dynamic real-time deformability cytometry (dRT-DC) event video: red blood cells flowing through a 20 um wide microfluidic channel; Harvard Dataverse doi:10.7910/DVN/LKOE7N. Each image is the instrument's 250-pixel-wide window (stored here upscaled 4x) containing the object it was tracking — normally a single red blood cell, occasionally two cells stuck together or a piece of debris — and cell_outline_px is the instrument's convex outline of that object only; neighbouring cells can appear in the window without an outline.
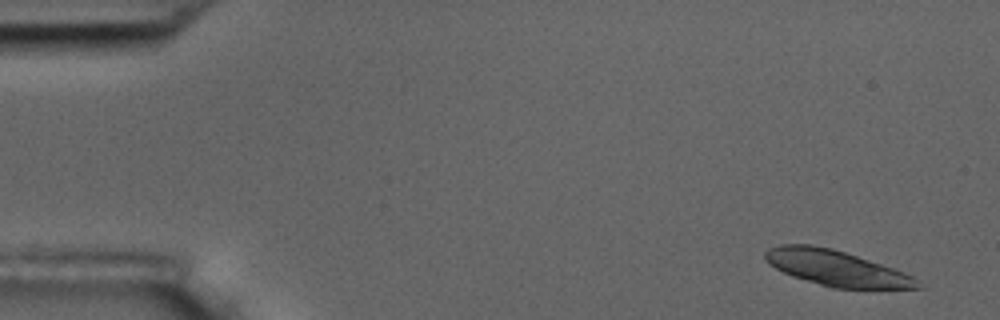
{"species": "common noctule bat (a hibernating species)", "species_latin": "Nyctalus noctula", "temperature_condition": "room temperature", "stored_images_in_passage": 4, "camera_frame_rate_fps": 3000, "um_per_image_px": 0.085, "animal": {"sex": "male", "body_mass_g": 17.5, "forearm_length_mm": 52.3}, "frame": {"image": 1, "passage_image": 1, "time_ms": 0.0, "image_size_px": [1000, 320], "cell_outline_px": [[924, 288], [832, 288], [792, 276], [768, 264], [764, 260], [764, 252], [768, 248], [780, 244], [812, 244], [832, 248], [904, 272], [912, 276]], "centroid_in_image_um": [71.01, 22.78], "position_along_channel_um": 14.0, "area_um2": 31.27}}